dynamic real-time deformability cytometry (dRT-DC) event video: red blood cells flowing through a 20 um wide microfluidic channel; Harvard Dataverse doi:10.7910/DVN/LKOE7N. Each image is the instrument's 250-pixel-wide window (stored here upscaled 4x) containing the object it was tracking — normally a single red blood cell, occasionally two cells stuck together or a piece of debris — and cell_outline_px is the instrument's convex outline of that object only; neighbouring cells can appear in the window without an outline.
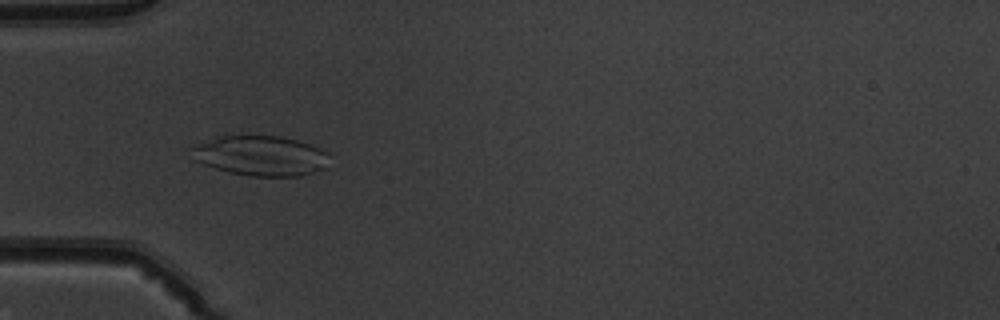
{"species": "common noctule bat (a hibernating species)", "species_latin": "Nyctalus noctula", "temperature_condition": "warm", "stored_images_in_passage": 37, "segment_of_instrument_passage": [1, 2], "camera_frame_rate_fps": 3000, "um_per_image_px": 0.085, "animal": {"sex": "male", "body_mass_g": 19.5, "forearm_length_mm": 54.6}, "frame": {"image": 1, "passage_image": 5, "time_ms": 1.333, "image_size_px": [1000, 320], "cell_outline_px": [[328, 168], [304, 176], [248, 176], [228, 172], [192, 160], [188, 148], [212, 136], [280, 136], [296, 140], [320, 148], [328, 152]], "centroid_in_image_um": [22.12, 13.24], "position_along_channel_um": 62.9, "area_um2": 32.77}}